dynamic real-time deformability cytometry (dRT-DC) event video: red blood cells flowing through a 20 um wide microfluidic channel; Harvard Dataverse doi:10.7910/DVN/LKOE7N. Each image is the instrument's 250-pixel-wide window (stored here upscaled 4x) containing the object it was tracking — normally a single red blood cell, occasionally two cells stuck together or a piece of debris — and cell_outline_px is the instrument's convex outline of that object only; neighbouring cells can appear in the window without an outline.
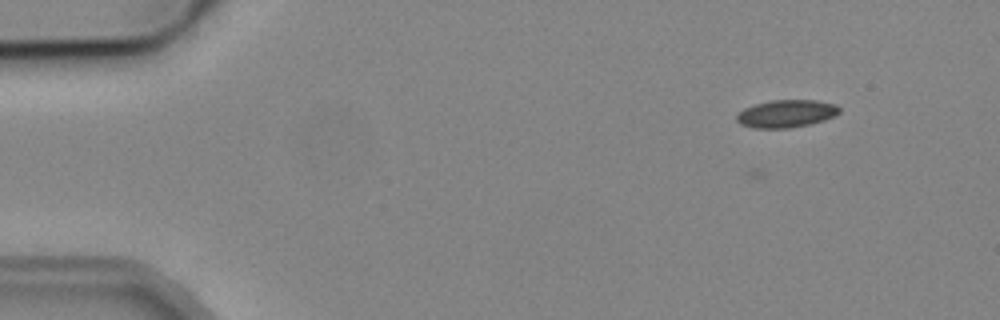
{"species": "common noctule bat (a hibernating species)", "species_latin": "Nyctalus noctula", "temperature_condition": "cold", "stored_images_in_passage": 4, "camera_frame_rate_fps": 3000, "um_per_image_px": 0.085, "animal": {"sex": "male", "body_mass_g": 19.2, "forearm_length_mm": 51.8}, "frame": {"image": 1, "passage_image": 1, "time_ms": 0.0, "image_size_px": [1000, 320], "cell_outline_px": [[840, 112], [824, 120], [808, 124], [788, 128], [752, 128], [740, 124], [736, 120], [736, 116], [744, 108], [756, 104], [772, 100], [816, 100], [836, 104], [840, 108]], "centroid_in_image_um": [66.82, 9.66], "position_along_channel_um": 18.2, "area_um2": 16.42}}